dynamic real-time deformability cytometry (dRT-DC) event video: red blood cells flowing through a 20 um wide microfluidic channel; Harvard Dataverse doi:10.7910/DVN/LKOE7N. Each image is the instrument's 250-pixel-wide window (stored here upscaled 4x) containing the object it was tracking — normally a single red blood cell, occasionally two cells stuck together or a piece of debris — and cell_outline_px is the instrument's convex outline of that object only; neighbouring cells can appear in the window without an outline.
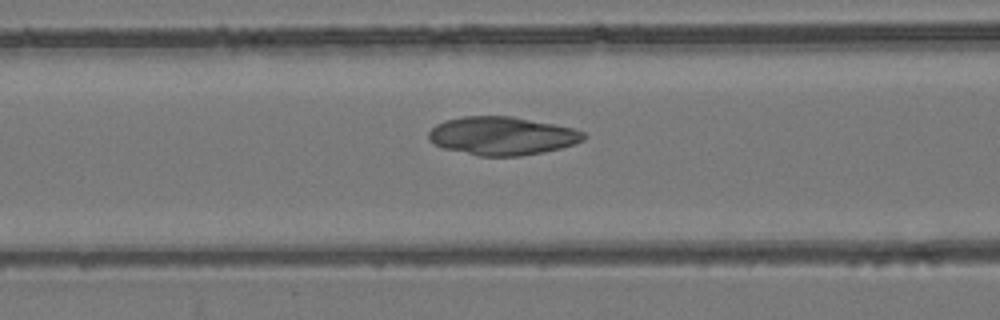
{"species": "common noctule bat (a hibernating species)", "species_latin": "Nyctalus noctula", "temperature_condition": "room temperature", "stored_images_in_passage": 39, "camera_frame_rate_fps": 3000, "um_per_image_px": 0.085, "animal": {"sex": "female", "body_mass_g": 24.6, "forearm_length_mm": 56.2}, "frame": {"image": 1, "passage_image": 17, "time_ms": 5.333, "image_size_px": [1000, 320], "cell_outline_px": [[588, 136], [584, 140], [560, 148], [544, 152], [520, 156], [480, 156], [444, 148], [432, 144], [428, 140], [428, 132], [436, 124], [444, 120], [464, 116], [512, 116], [572, 128], [584, 132]], "centroid_in_image_um": [42.65, 11.55], "position_along_channel_um": 124.0, "area_um2": 34.62}}
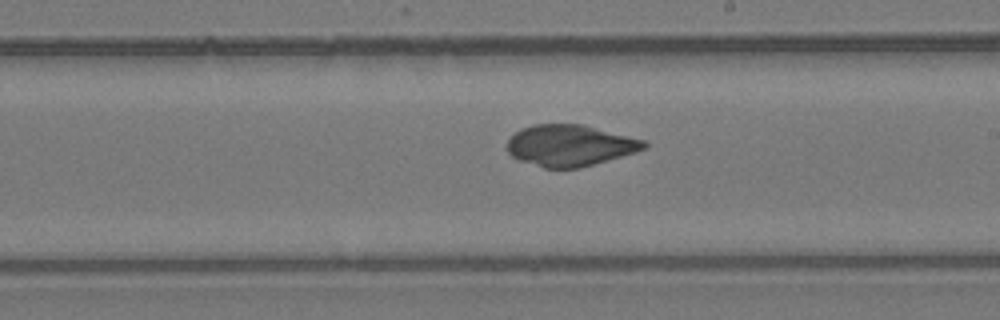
{"frame": {"image": 2, "passage_image": 26, "time_ms": 8.333, "image_size_px": [1000, 320], "cell_outline_px": [[648, 144], [644, 148], [636, 152], [592, 164], [576, 168], [544, 168], [520, 160], [512, 156], [508, 152], [508, 140], [520, 128], [532, 124], [584, 124], [644, 140]], "centroid_in_image_um": [48.43, 12.35], "position_along_channel_um": 240.6, "area_um2": 32.71}}
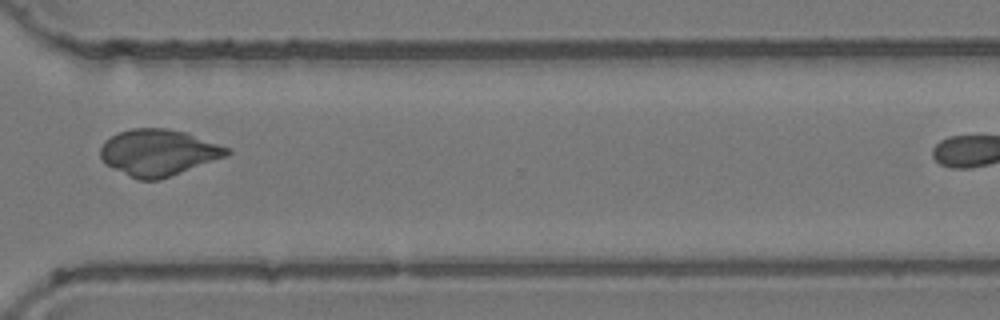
{"frame": {"image": 3, "passage_image": 35, "time_ms": 11.333, "image_size_px": [1000, 320], "cell_outline_px": [[232, 152], [224, 156], [160, 180], [136, 180], [112, 168], [100, 156], [100, 148], [104, 140], [116, 132], [132, 128], [168, 128], [184, 132], [232, 148]], "centroid_in_image_um": [13.43, 12.96], "position_along_channel_um": 357.2, "area_um2": 34.16}}